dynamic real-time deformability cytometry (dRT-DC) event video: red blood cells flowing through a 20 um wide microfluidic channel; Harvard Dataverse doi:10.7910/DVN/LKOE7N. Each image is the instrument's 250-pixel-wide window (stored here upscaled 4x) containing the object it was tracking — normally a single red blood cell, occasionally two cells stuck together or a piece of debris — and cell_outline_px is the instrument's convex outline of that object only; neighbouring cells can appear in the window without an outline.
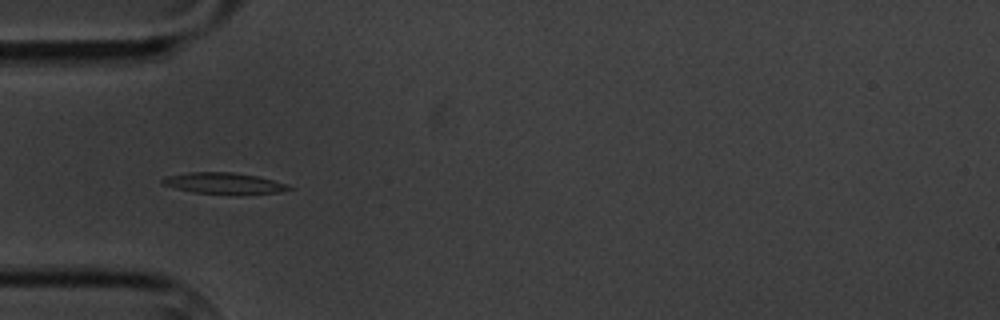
{"species": "common noctule bat (a hibernating species)", "species_latin": "Nyctalus noctula", "temperature_condition": "cold", "stored_images_in_passage": 3, "camera_frame_rate_fps": 3000, "um_per_image_px": 0.085, "animal": {"sex": "male", "body_mass_g": 20.1, "forearm_length_mm": 53.5}, "frame": {"image": 1, "passage_image": 2, "time_ms": 1.0, "image_size_px": [1000, 320], "cell_outline_px": [[292, 188], [280, 192], [192, 192], [160, 184], [160, 180], [168, 176], [188, 172], [232, 172], [256, 176], [272, 180], [284, 184]], "centroid_in_image_um": [18.9, 15.53], "position_along_channel_um": 66.1, "area_um2": 14.62}}
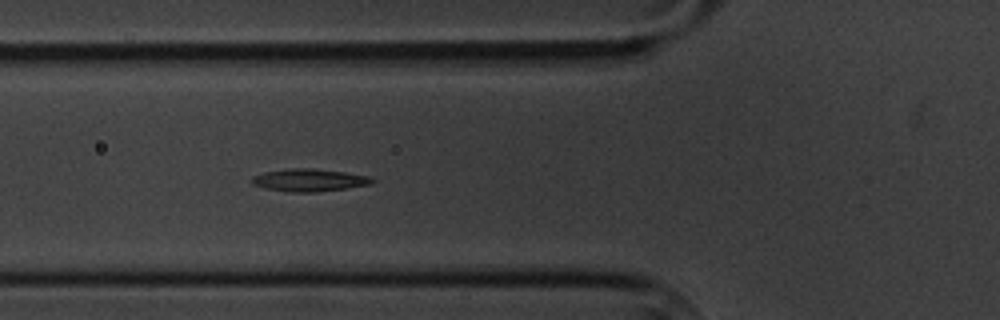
{"frame": {"image": 2, "passage_image": 3, "time_ms": 2.0, "image_size_px": [1000, 320], "cell_outline_px": [[376, 180], [372, 184], [348, 188], [316, 192], [288, 192], [268, 188], [252, 184], [248, 180], [252, 176], [264, 172], [288, 168], [312, 168], [344, 172], [368, 176]], "centroid_in_image_um": [26.27, 15.31], "position_along_channel_um": 99.5, "area_um2": 15.9}}